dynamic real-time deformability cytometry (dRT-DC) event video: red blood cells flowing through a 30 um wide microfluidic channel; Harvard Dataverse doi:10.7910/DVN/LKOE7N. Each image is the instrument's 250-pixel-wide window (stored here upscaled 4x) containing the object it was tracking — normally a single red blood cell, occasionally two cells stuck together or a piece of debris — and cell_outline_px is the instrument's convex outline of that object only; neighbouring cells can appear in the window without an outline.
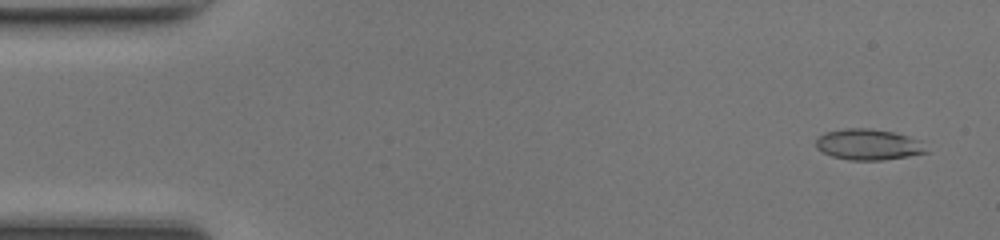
{"species": "common noctule bat (a hibernating species)", "species_latin": "Nyctalus noctula", "temperature_condition": "room temperature", "stored_images_in_passage": 49, "camera_frame_rate_fps": 3000, "um_per_image_px": 0.085, "animal": {"sex": "female", "body_mass_g": 17.0, "forearm_length_mm": 48.0}, "frame": {"image": 1, "passage_image": 3, "time_ms": 0.667, "image_size_px": [1000, 240], "cell_outline_px": [[932, 152], [884, 160], [848, 160], [832, 156], [816, 148], [816, 140], [824, 132], [844, 128], [868, 128], [892, 132], [908, 136], [920, 140]], "centroid_in_image_um": [73.85, 12.29], "position_along_channel_um": 11.2, "area_um2": 20.06}}
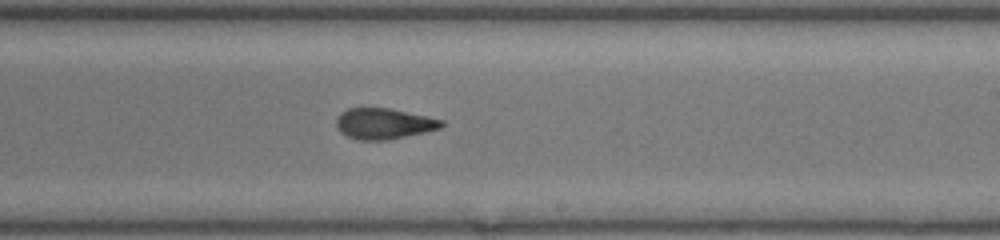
{"frame": {"image": 2, "passage_image": 29, "time_ms": 9.333, "image_size_px": [1000, 240], "cell_outline_px": [[444, 124], [440, 128], [392, 140], [360, 140], [348, 136], [340, 132], [336, 124], [336, 120], [340, 112], [348, 108], [388, 108], [444, 120]], "centroid_in_image_um": [32.61, 10.52], "position_along_channel_um": 256.4, "area_um2": 18.84}}
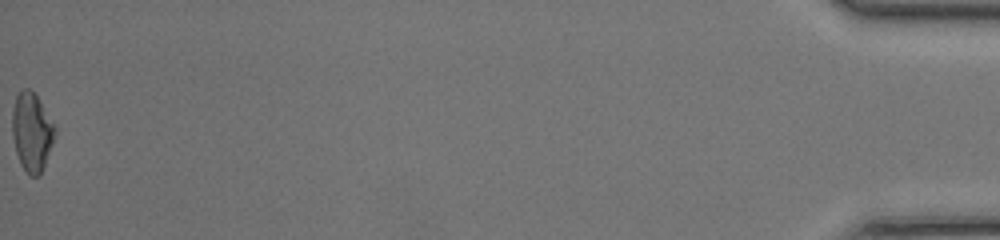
{"frame": {"image": 3, "passage_image": 49, "time_ms": 16.0, "image_size_px": [1000, 240], "cell_outline_px": [[56, 132], [52, 144], [40, 176], [28, 176], [20, 164], [16, 152], [12, 136], [12, 112], [16, 96], [24, 88], [28, 88], [40, 100], [56, 128]], "centroid_in_image_um": [2.69, 11.24], "position_along_channel_um": 432.5, "area_um2": 19.48}, "authors_computed_cell_mechanics": {"area_um2": 19.363, "velocity_mm_per_s": 4.2969, "shape_relaxation_time_tau1_ms": null, "shape_relaxation_time_tau2_ms": 1.3801, "deformation_change_tau1": null, "deformation_change_tau2": 0.0629}}